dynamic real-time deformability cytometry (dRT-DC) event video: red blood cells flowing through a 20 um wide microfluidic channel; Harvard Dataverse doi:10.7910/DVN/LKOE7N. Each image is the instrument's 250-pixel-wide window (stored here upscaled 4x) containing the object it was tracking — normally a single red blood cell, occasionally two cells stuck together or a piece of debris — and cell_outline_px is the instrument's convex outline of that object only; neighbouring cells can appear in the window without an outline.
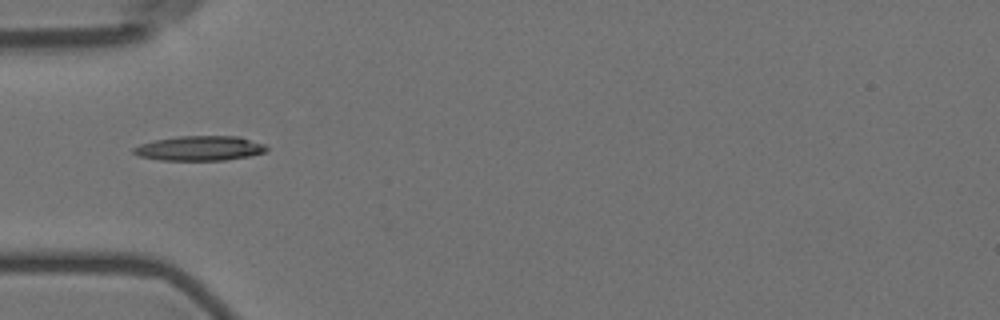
{"species": "Egyptian fruit bat (a non-hibernating species)", "species_latin": "Rousettus aegyptiacus", "temperature_condition": "room temperature", "stored_images_in_passage": 16, "camera_frame_rate_fps": 3000, "um_per_image_px": 0.085, "animal": {"sex": "female"}, "frame": {"image": 1, "passage_image": 6, "time_ms": 6.667, "image_size_px": [1000, 320], "cell_outline_px": [[268, 148], [264, 152], [248, 156], [224, 160], [160, 160], [140, 156], [132, 152], [132, 148], [140, 144], [156, 140], [176, 136], [240, 136], [264, 144]], "centroid_in_image_um": [16.96, 12.6], "position_along_channel_um": 68.0, "area_um2": 19.07}}
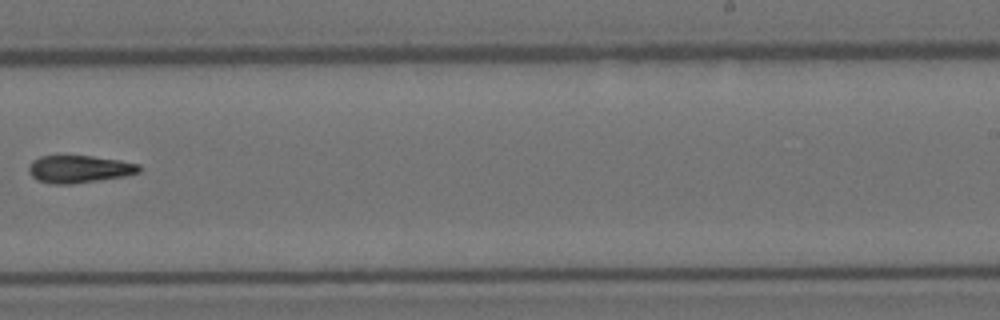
{"frame": {"image": 2, "passage_image": 11, "time_ms": 12.667, "image_size_px": [1000, 320], "cell_outline_px": [[140, 172], [124, 176], [72, 184], [52, 184], [36, 180], [28, 172], [28, 168], [32, 160], [40, 156], [92, 156], [120, 160], [140, 164]], "centroid_in_image_um": [6.71, 14.37], "position_along_channel_um": 282.3, "area_um2": 17.69}}
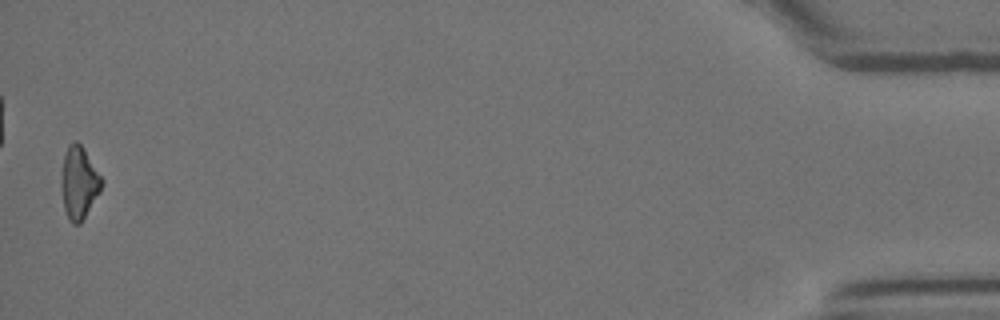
{"frame": {"image": 3, "passage_image": 16, "time_ms": 19.333, "image_size_px": [1000, 320], "cell_outline_px": [[104, 180], [100, 192], [80, 224], [72, 224], [68, 220], [64, 208], [60, 184], [60, 180], [64, 156], [68, 144], [76, 140], [84, 148]], "centroid_in_image_um": [6.71, 15.53], "position_along_channel_um": 428.5, "area_um2": 17.22}}